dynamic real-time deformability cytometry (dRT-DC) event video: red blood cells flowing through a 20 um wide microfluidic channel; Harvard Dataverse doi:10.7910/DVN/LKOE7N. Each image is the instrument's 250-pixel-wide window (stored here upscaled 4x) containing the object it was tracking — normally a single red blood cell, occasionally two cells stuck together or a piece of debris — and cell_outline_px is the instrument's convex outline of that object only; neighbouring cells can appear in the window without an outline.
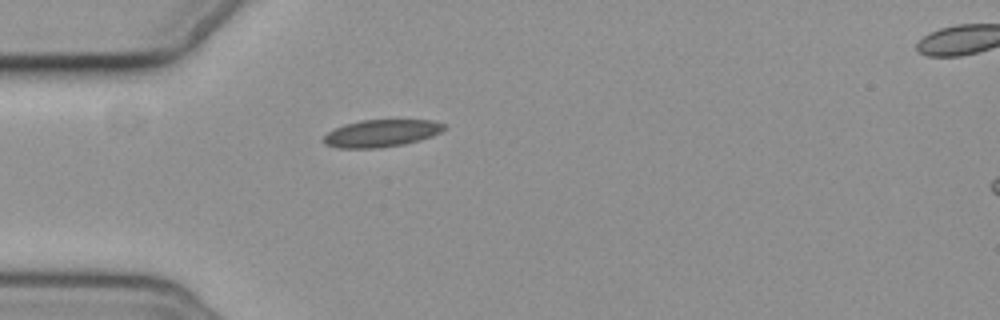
{"species": "common noctule bat (a hibernating species)", "species_latin": "Nyctalus noctula", "temperature_condition": "cold", "stored_images_in_passage": 2, "segment_of_instrument_passage": [1, 2], "camera_frame_rate_fps": 3000, "um_per_image_px": 0.085, "animal": {"sex": "female", "body_mass_g": 19.3, "forearm_length_mm": 54.1}, "frame": {"image": 1, "passage_image": 1, "time_ms": 0.0, "image_size_px": [1000, 320], "cell_outline_px": [[448, 128], [432, 136], [420, 140], [404, 144], [376, 148], [340, 148], [324, 144], [324, 136], [328, 132], [344, 124], [360, 120], [432, 120], [448, 124]], "centroid_in_image_um": [32.47, 11.32], "position_along_channel_um": 52.5, "area_um2": 19.25}}